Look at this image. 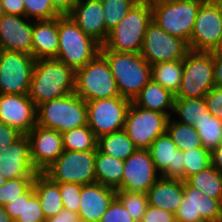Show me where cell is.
Wrapping results in <instances>:
<instances>
[{
	"label": "cell",
	"mask_w": 222,
	"mask_h": 222,
	"mask_svg": "<svg viewBox=\"0 0 222 222\" xmlns=\"http://www.w3.org/2000/svg\"><path fill=\"white\" fill-rule=\"evenodd\" d=\"M74 89L75 71L72 68L55 58L35 60L28 95L36 107L67 96Z\"/></svg>",
	"instance_id": "1"
},
{
	"label": "cell",
	"mask_w": 222,
	"mask_h": 222,
	"mask_svg": "<svg viewBox=\"0 0 222 222\" xmlns=\"http://www.w3.org/2000/svg\"><path fill=\"white\" fill-rule=\"evenodd\" d=\"M152 22L150 1H139L128 14L109 31L100 50L140 53L148 25Z\"/></svg>",
	"instance_id": "2"
},
{
	"label": "cell",
	"mask_w": 222,
	"mask_h": 222,
	"mask_svg": "<svg viewBox=\"0 0 222 222\" xmlns=\"http://www.w3.org/2000/svg\"><path fill=\"white\" fill-rule=\"evenodd\" d=\"M106 57L120 95L131 101L152 79L151 65L140 53L100 50Z\"/></svg>",
	"instance_id": "3"
},
{
	"label": "cell",
	"mask_w": 222,
	"mask_h": 222,
	"mask_svg": "<svg viewBox=\"0 0 222 222\" xmlns=\"http://www.w3.org/2000/svg\"><path fill=\"white\" fill-rule=\"evenodd\" d=\"M59 47L55 59L74 71L84 67L99 52L101 44L85 34L69 15L58 17Z\"/></svg>",
	"instance_id": "4"
},
{
	"label": "cell",
	"mask_w": 222,
	"mask_h": 222,
	"mask_svg": "<svg viewBox=\"0 0 222 222\" xmlns=\"http://www.w3.org/2000/svg\"><path fill=\"white\" fill-rule=\"evenodd\" d=\"M37 124L60 133L87 125V103L76 93L36 107Z\"/></svg>",
	"instance_id": "5"
},
{
	"label": "cell",
	"mask_w": 222,
	"mask_h": 222,
	"mask_svg": "<svg viewBox=\"0 0 222 222\" xmlns=\"http://www.w3.org/2000/svg\"><path fill=\"white\" fill-rule=\"evenodd\" d=\"M74 93L85 102L121 96L108 61L101 52L75 71Z\"/></svg>",
	"instance_id": "6"
},
{
	"label": "cell",
	"mask_w": 222,
	"mask_h": 222,
	"mask_svg": "<svg viewBox=\"0 0 222 222\" xmlns=\"http://www.w3.org/2000/svg\"><path fill=\"white\" fill-rule=\"evenodd\" d=\"M213 87V52L190 50L183 59V76L175 98H204Z\"/></svg>",
	"instance_id": "7"
},
{
	"label": "cell",
	"mask_w": 222,
	"mask_h": 222,
	"mask_svg": "<svg viewBox=\"0 0 222 222\" xmlns=\"http://www.w3.org/2000/svg\"><path fill=\"white\" fill-rule=\"evenodd\" d=\"M204 1L151 2L152 21L189 43L198 9Z\"/></svg>",
	"instance_id": "8"
},
{
	"label": "cell",
	"mask_w": 222,
	"mask_h": 222,
	"mask_svg": "<svg viewBox=\"0 0 222 222\" xmlns=\"http://www.w3.org/2000/svg\"><path fill=\"white\" fill-rule=\"evenodd\" d=\"M43 173L56 183L93 184L96 182L95 151L64 150Z\"/></svg>",
	"instance_id": "9"
},
{
	"label": "cell",
	"mask_w": 222,
	"mask_h": 222,
	"mask_svg": "<svg viewBox=\"0 0 222 222\" xmlns=\"http://www.w3.org/2000/svg\"><path fill=\"white\" fill-rule=\"evenodd\" d=\"M169 116L145 109L131 102L123 130L138 149H148L153 141L166 133Z\"/></svg>",
	"instance_id": "10"
},
{
	"label": "cell",
	"mask_w": 222,
	"mask_h": 222,
	"mask_svg": "<svg viewBox=\"0 0 222 222\" xmlns=\"http://www.w3.org/2000/svg\"><path fill=\"white\" fill-rule=\"evenodd\" d=\"M131 102L122 96L86 102L87 126L97 138L122 130Z\"/></svg>",
	"instance_id": "11"
},
{
	"label": "cell",
	"mask_w": 222,
	"mask_h": 222,
	"mask_svg": "<svg viewBox=\"0 0 222 222\" xmlns=\"http://www.w3.org/2000/svg\"><path fill=\"white\" fill-rule=\"evenodd\" d=\"M222 38V4L205 0L199 7L189 49L196 52H213Z\"/></svg>",
	"instance_id": "12"
},
{
	"label": "cell",
	"mask_w": 222,
	"mask_h": 222,
	"mask_svg": "<svg viewBox=\"0 0 222 222\" xmlns=\"http://www.w3.org/2000/svg\"><path fill=\"white\" fill-rule=\"evenodd\" d=\"M35 60L26 53L0 50V94H29Z\"/></svg>",
	"instance_id": "13"
},
{
	"label": "cell",
	"mask_w": 222,
	"mask_h": 222,
	"mask_svg": "<svg viewBox=\"0 0 222 222\" xmlns=\"http://www.w3.org/2000/svg\"><path fill=\"white\" fill-rule=\"evenodd\" d=\"M189 51L186 41L170 35L152 21L145 32L140 54L150 65H153L183 60Z\"/></svg>",
	"instance_id": "14"
},
{
	"label": "cell",
	"mask_w": 222,
	"mask_h": 222,
	"mask_svg": "<svg viewBox=\"0 0 222 222\" xmlns=\"http://www.w3.org/2000/svg\"><path fill=\"white\" fill-rule=\"evenodd\" d=\"M222 215V202L210 198L183 181V199L175 222H216Z\"/></svg>",
	"instance_id": "15"
},
{
	"label": "cell",
	"mask_w": 222,
	"mask_h": 222,
	"mask_svg": "<svg viewBox=\"0 0 222 222\" xmlns=\"http://www.w3.org/2000/svg\"><path fill=\"white\" fill-rule=\"evenodd\" d=\"M161 174L156 170L148 149H136L124 161L121 190L147 193Z\"/></svg>",
	"instance_id": "16"
},
{
	"label": "cell",
	"mask_w": 222,
	"mask_h": 222,
	"mask_svg": "<svg viewBox=\"0 0 222 222\" xmlns=\"http://www.w3.org/2000/svg\"><path fill=\"white\" fill-rule=\"evenodd\" d=\"M32 165L43 173L64 152L62 133L36 124L27 134Z\"/></svg>",
	"instance_id": "17"
},
{
	"label": "cell",
	"mask_w": 222,
	"mask_h": 222,
	"mask_svg": "<svg viewBox=\"0 0 222 222\" xmlns=\"http://www.w3.org/2000/svg\"><path fill=\"white\" fill-rule=\"evenodd\" d=\"M0 121L27 134L37 124L36 105L28 94H0Z\"/></svg>",
	"instance_id": "18"
},
{
	"label": "cell",
	"mask_w": 222,
	"mask_h": 222,
	"mask_svg": "<svg viewBox=\"0 0 222 222\" xmlns=\"http://www.w3.org/2000/svg\"><path fill=\"white\" fill-rule=\"evenodd\" d=\"M33 20L25 16H0V50L32 55Z\"/></svg>",
	"instance_id": "19"
},
{
	"label": "cell",
	"mask_w": 222,
	"mask_h": 222,
	"mask_svg": "<svg viewBox=\"0 0 222 222\" xmlns=\"http://www.w3.org/2000/svg\"><path fill=\"white\" fill-rule=\"evenodd\" d=\"M148 150L156 170L162 177L184 181L183 151L177 149L167 132L158 136Z\"/></svg>",
	"instance_id": "20"
},
{
	"label": "cell",
	"mask_w": 222,
	"mask_h": 222,
	"mask_svg": "<svg viewBox=\"0 0 222 222\" xmlns=\"http://www.w3.org/2000/svg\"><path fill=\"white\" fill-rule=\"evenodd\" d=\"M0 173L7 180L35 177L38 173L32 165L30 144L26 134H22L6 150L0 151Z\"/></svg>",
	"instance_id": "21"
},
{
	"label": "cell",
	"mask_w": 222,
	"mask_h": 222,
	"mask_svg": "<svg viewBox=\"0 0 222 222\" xmlns=\"http://www.w3.org/2000/svg\"><path fill=\"white\" fill-rule=\"evenodd\" d=\"M82 31L101 45L108 38L104 22V11L100 0H79L68 14Z\"/></svg>",
	"instance_id": "22"
},
{
	"label": "cell",
	"mask_w": 222,
	"mask_h": 222,
	"mask_svg": "<svg viewBox=\"0 0 222 222\" xmlns=\"http://www.w3.org/2000/svg\"><path fill=\"white\" fill-rule=\"evenodd\" d=\"M115 197L116 189L104 186L101 183L82 185L79 219L87 222H100Z\"/></svg>",
	"instance_id": "23"
},
{
	"label": "cell",
	"mask_w": 222,
	"mask_h": 222,
	"mask_svg": "<svg viewBox=\"0 0 222 222\" xmlns=\"http://www.w3.org/2000/svg\"><path fill=\"white\" fill-rule=\"evenodd\" d=\"M58 47V17L33 21L32 56L36 60L56 58Z\"/></svg>",
	"instance_id": "24"
},
{
	"label": "cell",
	"mask_w": 222,
	"mask_h": 222,
	"mask_svg": "<svg viewBox=\"0 0 222 222\" xmlns=\"http://www.w3.org/2000/svg\"><path fill=\"white\" fill-rule=\"evenodd\" d=\"M146 194L149 205L176 214L183 199V180L160 176Z\"/></svg>",
	"instance_id": "25"
},
{
	"label": "cell",
	"mask_w": 222,
	"mask_h": 222,
	"mask_svg": "<svg viewBox=\"0 0 222 222\" xmlns=\"http://www.w3.org/2000/svg\"><path fill=\"white\" fill-rule=\"evenodd\" d=\"M4 208L14 222H44L46 220L33 184Z\"/></svg>",
	"instance_id": "26"
},
{
	"label": "cell",
	"mask_w": 222,
	"mask_h": 222,
	"mask_svg": "<svg viewBox=\"0 0 222 222\" xmlns=\"http://www.w3.org/2000/svg\"><path fill=\"white\" fill-rule=\"evenodd\" d=\"M132 102L139 107L164 113L171 117L175 95L151 79Z\"/></svg>",
	"instance_id": "27"
},
{
	"label": "cell",
	"mask_w": 222,
	"mask_h": 222,
	"mask_svg": "<svg viewBox=\"0 0 222 222\" xmlns=\"http://www.w3.org/2000/svg\"><path fill=\"white\" fill-rule=\"evenodd\" d=\"M33 186L45 219L57 215L63 209L58 183L53 182L44 173H37L33 180Z\"/></svg>",
	"instance_id": "28"
},
{
	"label": "cell",
	"mask_w": 222,
	"mask_h": 222,
	"mask_svg": "<svg viewBox=\"0 0 222 222\" xmlns=\"http://www.w3.org/2000/svg\"><path fill=\"white\" fill-rule=\"evenodd\" d=\"M124 161L105 153L98 148L95 151L96 182L104 186L121 190Z\"/></svg>",
	"instance_id": "29"
},
{
	"label": "cell",
	"mask_w": 222,
	"mask_h": 222,
	"mask_svg": "<svg viewBox=\"0 0 222 222\" xmlns=\"http://www.w3.org/2000/svg\"><path fill=\"white\" fill-rule=\"evenodd\" d=\"M97 148L107 155L125 161L131 156L137 147L122 129L117 132L103 135L98 138Z\"/></svg>",
	"instance_id": "30"
},
{
	"label": "cell",
	"mask_w": 222,
	"mask_h": 222,
	"mask_svg": "<svg viewBox=\"0 0 222 222\" xmlns=\"http://www.w3.org/2000/svg\"><path fill=\"white\" fill-rule=\"evenodd\" d=\"M183 76V60L161 62L151 65V77L174 95L180 89Z\"/></svg>",
	"instance_id": "31"
},
{
	"label": "cell",
	"mask_w": 222,
	"mask_h": 222,
	"mask_svg": "<svg viewBox=\"0 0 222 222\" xmlns=\"http://www.w3.org/2000/svg\"><path fill=\"white\" fill-rule=\"evenodd\" d=\"M204 195L222 202V173L212 165L185 180Z\"/></svg>",
	"instance_id": "32"
},
{
	"label": "cell",
	"mask_w": 222,
	"mask_h": 222,
	"mask_svg": "<svg viewBox=\"0 0 222 222\" xmlns=\"http://www.w3.org/2000/svg\"><path fill=\"white\" fill-rule=\"evenodd\" d=\"M209 112L205 98H175L173 114L175 121L185 125H194L205 113Z\"/></svg>",
	"instance_id": "33"
},
{
	"label": "cell",
	"mask_w": 222,
	"mask_h": 222,
	"mask_svg": "<svg viewBox=\"0 0 222 222\" xmlns=\"http://www.w3.org/2000/svg\"><path fill=\"white\" fill-rule=\"evenodd\" d=\"M193 126L199 134L203 147L210 152L222 142V120L210 112L205 113Z\"/></svg>",
	"instance_id": "34"
},
{
	"label": "cell",
	"mask_w": 222,
	"mask_h": 222,
	"mask_svg": "<svg viewBox=\"0 0 222 222\" xmlns=\"http://www.w3.org/2000/svg\"><path fill=\"white\" fill-rule=\"evenodd\" d=\"M166 132L174 141L178 150L188 151L193 148L203 147L199 134L192 125H185L169 118Z\"/></svg>",
	"instance_id": "35"
},
{
	"label": "cell",
	"mask_w": 222,
	"mask_h": 222,
	"mask_svg": "<svg viewBox=\"0 0 222 222\" xmlns=\"http://www.w3.org/2000/svg\"><path fill=\"white\" fill-rule=\"evenodd\" d=\"M64 150L96 151L98 138L87 126L72 129L62 133Z\"/></svg>",
	"instance_id": "36"
},
{
	"label": "cell",
	"mask_w": 222,
	"mask_h": 222,
	"mask_svg": "<svg viewBox=\"0 0 222 222\" xmlns=\"http://www.w3.org/2000/svg\"><path fill=\"white\" fill-rule=\"evenodd\" d=\"M104 11V22L109 32L128 14L140 0H100Z\"/></svg>",
	"instance_id": "37"
},
{
	"label": "cell",
	"mask_w": 222,
	"mask_h": 222,
	"mask_svg": "<svg viewBox=\"0 0 222 222\" xmlns=\"http://www.w3.org/2000/svg\"><path fill=\"white\" fill-rule=\"evenodd\" d=\"M184 181L211 166L210 151L204 147L193 148L183 152Z\"/></svg>",
	"instance_id": "38"
},
{
	"label": "cell",
	"mask_w": 222,
	"mask_h": 222,
	"mask_svg": "<svg viewBox=\"0 0 222 222\" xmlns=\"http://www.w3.org/2000/svg\"><path fill=\"white\" fill-rule=\"evenodd\" d=\"M116 197L136 222H140L148 207L146 193L116 190Z\"/></svg>",
	"instance_id": "39"
},
{
	"label": "cell",
	"mask_w": 222,
	"mask_h": 222,
	"mask_svg": "<svg viewBox=\"0 0 222 222\" xmlns=\"http://www.w3.org/2000/svg\"><path fill=\"white\" fill-rule=\"evenodd\" d=\"M34 177L8 179L0 186V205L4 207L24 193L32 184Z\"/></svg>",
	"instance_id": "40"
},
{
	"label": "cell",
	"mask_w": 222,
	"mask_h": 222,
	"mask_svg": "<svg viewBox=\"0 0 222 222\" xmlns=\"http://www.w3.org/2000/svg\"><path fill=\"white\" fill-rule=\"evenodd\" d=\"M25 6V17L29 20H50L60 16L53 8L50 0H23Z\"/></svg>",
	"instance_id": "41"
},
{
	"label": "cell",
	"mask_w": 222,
	"mask_h": 222,
	"mask_svg": "<svg viewBox=\"0 0 222 222\" xmlns=\"http://www.w3.org/2000/svg\"><path fill=\"white\" fill-rule=\"evenodd\" d=\"M63 208L78 214L82 185L77 183H58Z\"/></svg>",
	"instance_id": "42"
},
{
	"label": "cell",
	"mask_w": 222,
	"mask_h": 222,
	"mask_svg": "<svg viewBox=\"0 0 222 222\" xmlns=\"http://www.w3.org/2000/svg\"><path fill=\"white\" fill-rule=\"evenodd\" d=\"M100 222H136L125 209L121 201L115 197Z\"/></svg>",
	"instance_id": "43"
},
{
	"label": "cell",
	"mask_w": 222,
	"mask_h": 222,
	"mask_svg": "<svg viewBox=\"0 0 222 222\" xmlns=\"http://www.w3.org/2000/svg\"><path fill=\"white\" fill-rule=\"evenodd\" d=\"M204 98L209 112L222 120V87H213Z\"/></svg>",
	"instance_id": "44"
},
{
	"label": "cell",
	"mask_w": 222,
	"mask_h": 222,
	"mask_svg": "<svg viewBox=\"0 0 222 222\" xmlns=\"http://www.w3.org/2000/svg\"><path fill=\"white\" fill-rule=\"evenodd\" d=\"M140 222H175V214L162 208L148 205Z\"/></svg>",
	"instance_id": "45"
},
{
	"label": "cell",
	"mask_w": 222,
	"mask_h": 222,
	"mask_svg": "<svg viewBox=\"0 0 222 222\" xmlns=\"http://www.w3.org/2000/svg\"><path fill=\"white\" fill-rule=\"evenodd\" d=\"M22 135L16 128L0 121V151L9 148Z\"/></svg>",
	"instance_id": "46"
},
{
	"label": "cell",
	"mask_w": 222,
	"mask_h": 222,
	"mask_svg": "<svg viewBox=\"0 0 222 222\" xmlns=\"http://www.w3.org/2000/svg\"><path fill=\"white\" fill-rule=\"evenodd\" d=\"M3 14L25 16L23 0H1Z\"/></svg>",
	"instance_id": "47"
},
{
	"label": "cell",
	"mask_w": 222,
	"mask_h": 222,
	"mask_svg": "<svg viewBox=\"0 0 222 222\" xmlns=\"http://www.w3.org/2000/svg\"><path fill=\"white\" fill-rule=\"evenodd\" d=\"M79 215L66 208H63L57 215L46 218L44 222H78Z\"/></svg>",
	"instance_id": "48"
},
{
	"label": "cell",
	"mask_w": 222,
	"mask_h": 222,
	"mask_svg": "<svg viewBox=\"0 0 222 222\" xmlns=\"http://www.w3.org/2000/svg\"><path fill=\"white\" fill-rule=\"evenodd\" d=\"M79 0H50L53 8L60 15H68Z\"/></svg>",
	"instance_id": "49"
},
{
	"label": "cell",
	"mask_w": 222,
	"mask_h": 222,
	"mask_svg": "<svg viewBox=\"0 0 222 222\" xmlns=\"http://www.w3.org/2000/svg\"><path fill=\"white\" fill-rule=\"evenodd\" d=\"M215 87H222V52H213Z\"/></svg>",
	"instance_id": "50"
},
{
	"label": "cell",
	"mask_w": 222,
	"mask_h": 222,
	"mask_svg": "<svg viewBox=\"0 0 222 222\" xmlns=\"http://www.w3.org/2000/svg\"><path fill=\"white\" fill-rule=\"evenodd\" d=\"M211 165L222 173V142L211 152Z\"/></svg>",
	"instance_id": "51"
},
{
	"label": "cell",
	"mask_w": 222,
	"mask_h": 222,
	"mask_svg": "<svg viewBox=\"0 0 222 222\" xmlns=\"http://www.w3.org/2000/svg\"><path fill=\"white\" fill-rule=\"evenodd\" d=\"M0 222H14L6 212L5 208L0 205Z\"/></svg>",
	"instance_id": "52"
},
{
	"label": "cell",
	"mask_w": 222,
	"mask_h": 222,
	"mask_svg": "<svg viewBox=\"0 0 222 222\" xmlns=\"http://www.w3.org/2000/svg\"><path fill=\"white\" fill-rule=\"evenodd\" d=\"M150 2H181V1H192V0H149Z\"/></svg>",
	"instance_id": "53"
},
{
	"label": "cell",
	"mask_w": 222,
	"mask_h": 222,
	"mask_svg": "<svg viewBox=\"0 0 222 222\" xmlns=\"http://www.w3.org/2000/svg\"><path fill=\"white\" fill-rule=\"evenodd\" d=\"M6 180H7L6 177H4V175L0 173V186L3 185L6 182Z\"/></svg>",
	"instance_id": "54"
},
{
	"label": "cell",
	"mask_w": 222,
	"mask_h": 222,
	"mask_svg": "<svg viewBox=\"0 0 222 222\" xmlns=\"http://www.w3.org/2000/svg\"><path fill=\"white\" fill-rule=\"evenodd\" d=\"M213 52H222V38H221V40H220V43H219V45H218V48H217L215 51H213Z\"/></svg>",
	"instance_id": "55"
},
{
	"label": "cell",
	"mask_w": 222,
	"mask_h": 222,
	"mask_svg": "<svg viewBox=\"0 0 222 222\" xmlns=\"http://www.w3.org/2000/svg\"><path fill=\"white\" fill-rule=\"evenodd\" d=\"M211 1L216 2L218 4H222V0H211Z\"/></svg>",
	"instance_id": "56"
},
{
	"label": "cell",
	"mask_w": 222,
	"mask_h": 222,
	"mask_svg": "<svg viewBox=\"0 0 222 222\" xmlns=\"http://www.w3.org/2000/svg\"><path fill=\"white\" fill-rule=\"evenodd\" d=\"M3 14V10H2V5H1V0H0V16Z\"/></svg>",
	"instance_id": "57"
},
{
	"label": "cell",
	"mask_w": 222,
	"mask_h": 222,
	"mask_svg": "<svg viewBox=\"0 0 222 222\" xmlns=\"http://www.w3.org/2000/svg\"><path fill=\"white\" fill-rule=\"evenodd\" d=\"M216 222H222V215L218 218Z\"/></svg>",
	"instance_id": "58"
},
{
	"label": "cell",
	"mask_w": 222,
	"mask_h": 222,
	"mask_svg": "<svg viewBox=\"0 0 222 222\" xmlns=\"http://www.w3.org/2000/svg\"><path fill=\"white\" fill-rule=\"evenodd\" d=\"M78 222H87V221H85V220H82V219H79V220H78Z\"/></svg>",
	"instance_id": "59"
}]
</instances>
